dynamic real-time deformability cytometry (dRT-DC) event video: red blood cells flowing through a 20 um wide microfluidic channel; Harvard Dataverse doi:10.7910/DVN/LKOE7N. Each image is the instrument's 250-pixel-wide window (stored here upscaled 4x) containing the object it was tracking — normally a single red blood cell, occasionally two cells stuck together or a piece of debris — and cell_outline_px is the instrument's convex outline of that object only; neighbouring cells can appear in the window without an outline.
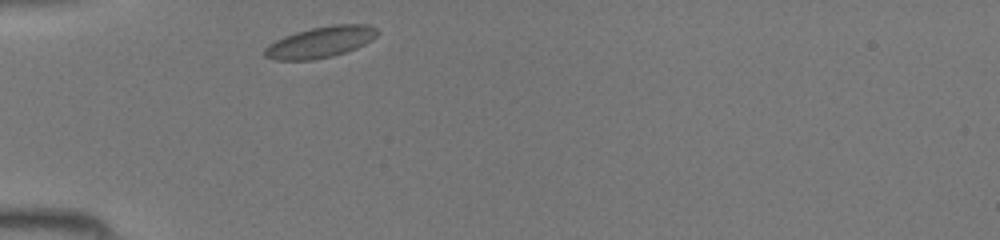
{"species": "common noctule bat (a hibernating species)", "species_latin": "Nyctalus noctula", "temperature_condition": "room temperature", "stored_images_in_passage": 27, "camera_frame_rate_fps": 3000, "um_per_image_px": 0.085, "animal": {"sex": "female", "body_mass_g": 19.5, "forearm_length_mm": 54.1}, "frame": {"image": 1, "passage_image": 1, "time_ms": 0.0, "image_size_px": [1000, 240], "cell_outline_px": [[380, 32], [372, 40], [356, 48], [332, 56], [312, 60], [276, 60], [264, 56], [264, 48], [268, 44], [284, 36], [296, 32], [312, 28], [332, 24], [368, 24], [376, 28]], "centroid_in_image_um": [27.24, 3.57], "position_along_channel_um": 57.8, "area_um2": 20.46}}
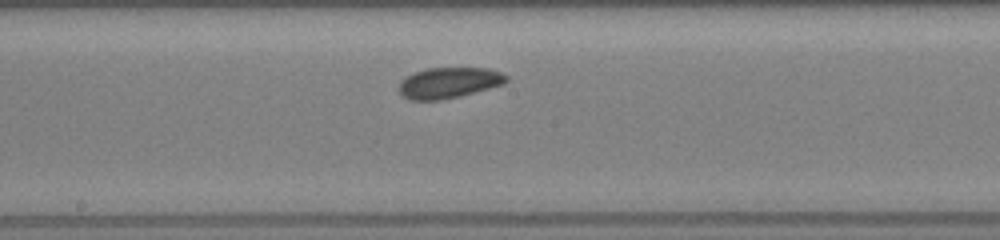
{"frame": {"image": 2, "passage_image": 12, "time_ms": 3.667, "image_size_px": [1000, 240], "cell_outline_px": [[508, 80], [504, 84], [460, 96], [440, 100], [408, 100], [400, 96], [396, 88], [400, 80], [416, 72], [428, 68], [488, 68], [500, 72], [508, 76]], "centroid_in_image_um": [38.1, 7.05], "position_along_channel_um": 210.1, "area_um2": 19.48}}
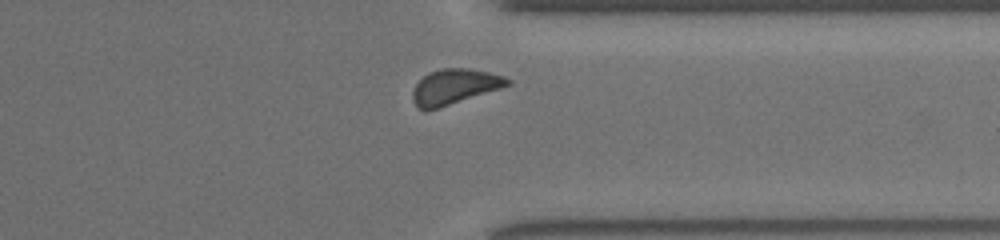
{"frame": {"image": 3, "passage_image": 23, "time_ms": 7.333, "image_size_px": [1000, 240], "cell_outline_px": [[512, 84], [500, 88], [424, 112], [412, 100], [412, 92], [416, 84], [428, 72], [440, 68], [468, 68], [488, 72], [504, 76], [512, 80]], "centroid_in_image_um": [38.62, 7.35], "position_along_channel_um": 372.8, "area_um2": 19.25}}